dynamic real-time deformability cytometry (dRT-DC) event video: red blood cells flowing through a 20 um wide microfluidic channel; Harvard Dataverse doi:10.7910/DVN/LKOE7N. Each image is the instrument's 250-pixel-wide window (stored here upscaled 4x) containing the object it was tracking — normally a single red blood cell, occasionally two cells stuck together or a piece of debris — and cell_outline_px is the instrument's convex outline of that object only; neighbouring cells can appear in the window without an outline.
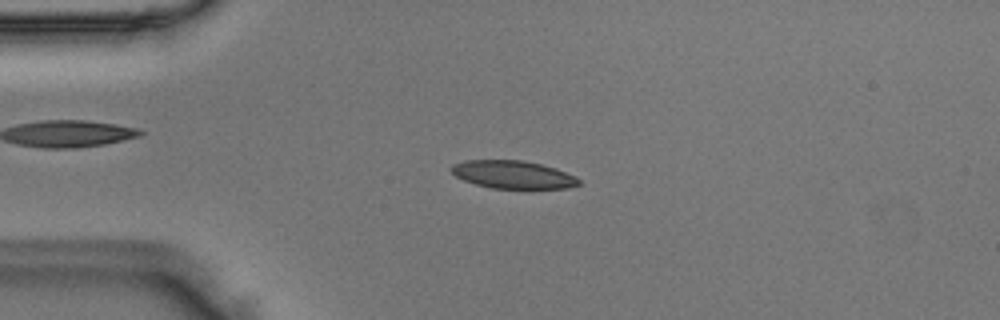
{"species": "Egyptian fruit bat (a non-hibernating species)", "species_latin": "Rousettus aegyptiacus", "temperature_condition": "room temperature", "stored_images_in_passage": 22, "camera_frame_rate_fps": 3000, "um_per_image_px": 0.085, "animal": {"sex": "male"}, "frame": {"image": 1, "passage_image": 6, "time_ms": 1.667, "image_size_px": [1000, 320], "cell_outline_px": [[580, 184], [568, 188], [492, 188], [476, 184], [464, 180], [456, 176], [452, 172], [452, 164], [464, 160], [520, 160], [540, 164], [556, 168], [576, 176], [580, 180]], "centroid_in_image_um": [43.62, 14.83], "position_along_channel_um": 41.4, "area_um2": 20.58}}
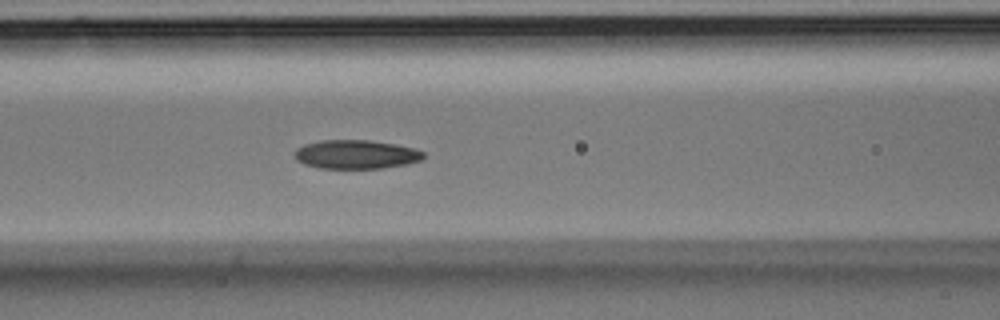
{"frame": {"image": 2, "passage_image": 15, "time_ms": 4.667, "image_size_px": [1000, 320], "cell_outline_px": [[424, 156], [420, 160], [404, 164], [380, 168], [320, 168], [304, 164], [296, 160], [296, 148], [304, 144], [320, 140], [372, 140], [396, 144], [416, 148], [424, 152]], "centroid_in_image_um": [30.26, 13.11], "position_along_channel_um": 136.3, "area_um2": 21.62}}
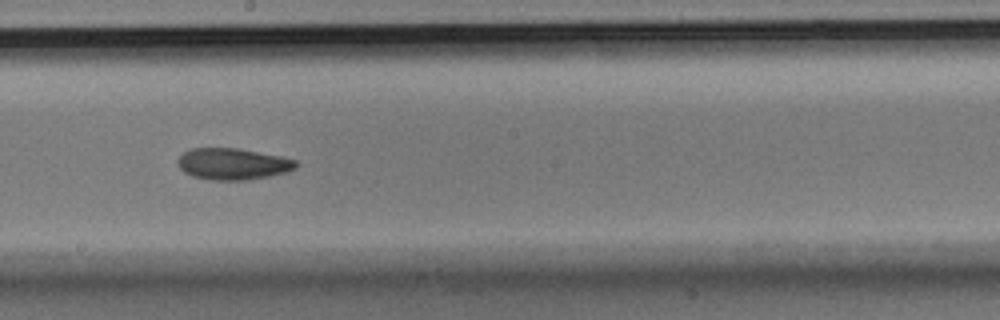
{"frame": {"image": 3, "passage_image": 22, "time_ms": 7.0, "image_size_px": [1000, 320], "cell_outline_px": [[300, 164], [296, 168], [288, 172], [268, 176], [244, 180], [208, 180], [192, 176], [184, 172], [176, 164], [176, 160], [184, 152], [192, 148], [236, 148], [284, 156], [296, 160]], "centroid_in_image_um": [19.81, 13.93], "position_along_channel_um": 228.4, "area_um2": 21.96}}